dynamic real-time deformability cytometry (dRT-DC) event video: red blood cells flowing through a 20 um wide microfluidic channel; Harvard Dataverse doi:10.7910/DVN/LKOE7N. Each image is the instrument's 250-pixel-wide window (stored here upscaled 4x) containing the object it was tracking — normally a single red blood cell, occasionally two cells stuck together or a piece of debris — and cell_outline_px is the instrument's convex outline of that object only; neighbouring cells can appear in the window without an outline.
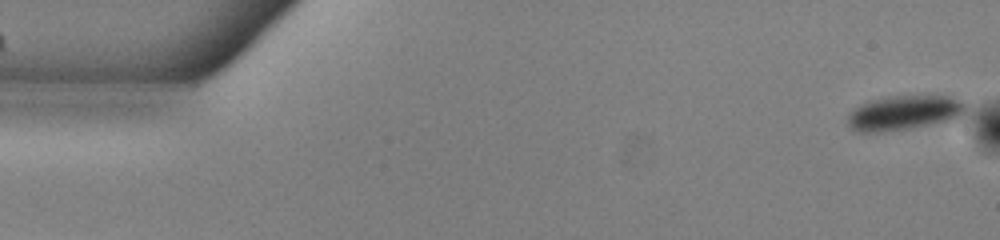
{"species": "common noctule bat (a hibernating species)", "species_latin": "Nyctalus noctula", "temperature_condition": "warm", "stored_images_in_passage": 52, "camera_frame_rate_fps": 3000, "um_per_image_px": 0.085, "animal": {"sex": "male", "body_mass_g": 13.0, "forearm_length_mm": 53.1}, "frame": {"image": 1, "passage_image": 1, "time_ms": 0.0, "image_size_px": [1000, 240], "cell_outline_px": [[968, 108], [956, 120], [912, 128], [884, 132], [856, 132], [848, 128], [848, 112], [852, 108], [860, 104], [872, 100], [888, 96], [952, 96], [968, 100]], "centroid_in_image_um": [76.9, 9.59], "position_along_channel_um": 8.1, "area_um2": 24.62}}
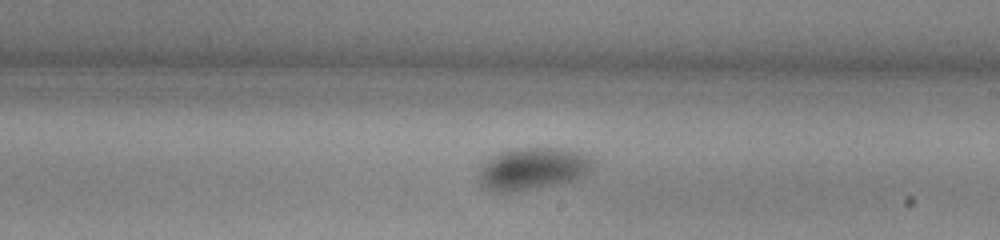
{"frame": {"image": 2, "passage_image": 30, "time_ms": 9.667, "image_size_px": [1000, 240], "cell_outline_px": [[596, 164], [588, 172], [572, 180], [516, 192], [496, 192], [484, 188], [480, 184], [480, 168], [492, 156], [500, 152], [516, 148], [564, 148], [580, 152], [596, 160]], "centroid_in_image_um": [45.3, 14.33], "position_along_channel_um": 243.7, "area_um2": 27.92}}
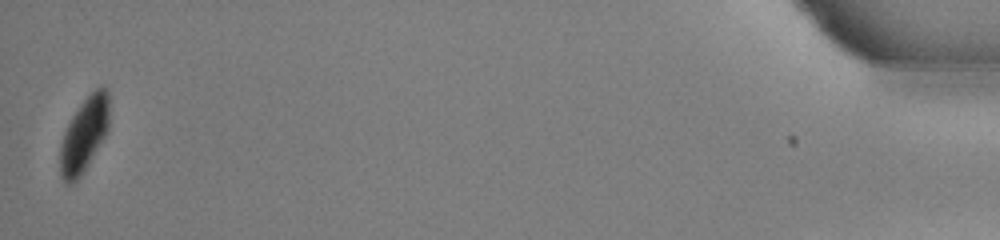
{"frame": {"image": 3, "passage_image": 52, "time_ms": 17.0, "image_size_px": [1000, 240], "cell_outline_px": [[108, 128], [104, 136], [88, 164], [80, 176], [76, 180], [68, 184], [64, 184], [60, 176], [60, 144], [64, 132], [72, 116], [80, 104], [100, 84], [108, 92]], "centroid_in_image_um": [7.12, 11.46], "position_along_channel_um": 428.1, "area_um2": 20.98}, "authors_computed_cell_mechanics": {"area_um2": 27.1949, "velocity_mm_per_s": 3.8656, "shape_relaxation_time_tau1_ms": 4.8185, "shape_relaxation_time_tau2_ms": null, "deformation_change_tau1": 0.0992, "deformation_change_tau2": null}}